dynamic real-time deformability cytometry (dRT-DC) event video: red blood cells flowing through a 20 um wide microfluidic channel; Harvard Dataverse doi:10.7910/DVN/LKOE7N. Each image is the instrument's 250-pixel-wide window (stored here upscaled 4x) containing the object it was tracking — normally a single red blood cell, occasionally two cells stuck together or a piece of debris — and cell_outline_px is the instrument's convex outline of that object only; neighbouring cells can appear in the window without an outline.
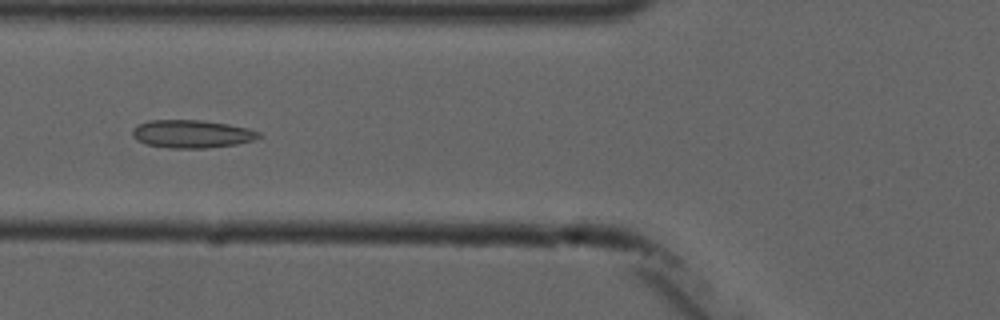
{"species": "common noctule bat (a hibernating species)", "species_latin": "Nyctalus noctula", "temperature_condition": "cold", "stored_images_in_passage": 5, "camera_frame_rate_fps": 3000, "um_per_image_px": 0.085, "animal": {"sex": "male", "forearm_length_mm": 52.5}, "frame": {"image": 1, "passage_image": 3, "time_ms": 2.333, "image_size_px": [1000, 320], "cell_outline_px": [[264, 136], [252, 140], [236, 144], [204, 148], [168, 148], [148, 144], [136, 140], [132, 136], [132, 128], [136, 124], [148, 120], [200, 120], [228, 124], [248, 128], [260, 132]], "centroid_in_image_um": [16.28, 11.37], "position_along_channel_um": 109.5, "area_um2": 20.69}}
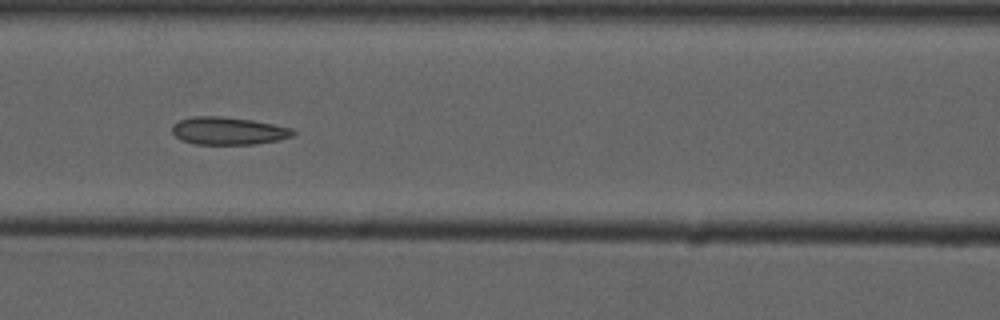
{"frame": {"image": 2, "passage_image": 4, "time_ms": 3.333, "image_size_px": [1000, 320], "cell_outline_px": [[296, 132], [292, 136], [280, 140], [252, 144], [196, 144], [180, 140], [172, 132], [172, 124], [180, 120], [192, 116], [220, 116], [252, 120], [292, 128]], "centroid_in_image_um": [19.39, 11.12], "position_along_channel_um": 147.2, "area_um2": 19.48}}
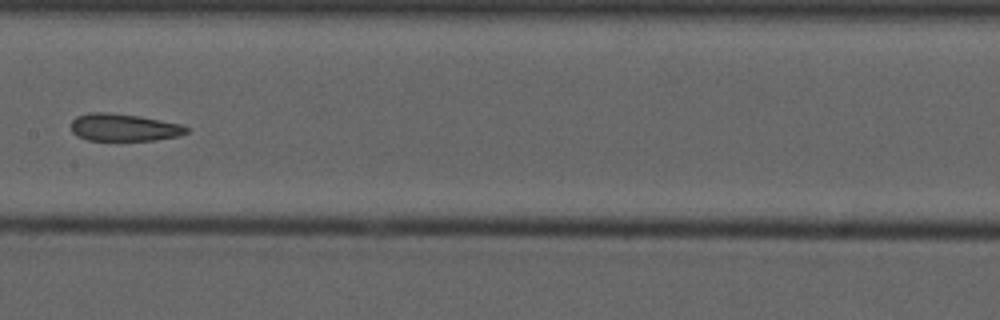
{"frame": {"image": 3, "passage_image": 5, "time_ms": 4.667, "image_size_px": [1000, 320], "cell_outline_px": [[188, 132], [180, 136], [156, 140], [88, 140], [76, 136], [72, 132], [72, 120], [76, 116], [88, 112], [108, 112], [140, 116], [180, 124], [188, 128]], "centroid_in_image_um": [10.51, 10.83], "position_along_channel_um": 196.9, "area_um2": 18.5}}